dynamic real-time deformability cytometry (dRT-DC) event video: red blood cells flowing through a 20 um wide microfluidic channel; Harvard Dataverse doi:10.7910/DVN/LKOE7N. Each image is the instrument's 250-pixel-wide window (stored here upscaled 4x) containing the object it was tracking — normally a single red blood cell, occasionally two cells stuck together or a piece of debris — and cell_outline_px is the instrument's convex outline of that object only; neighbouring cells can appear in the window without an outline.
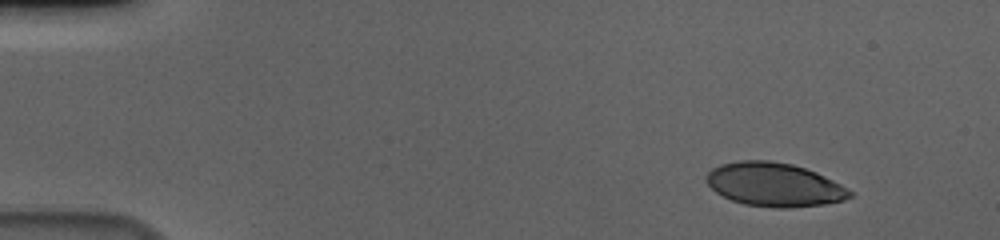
{"species": "human", "species_latin": "Homo sapiens", "temperature_condition": "cold", "stored_images_in_passage": 52, "camera_frame_rate_fps": 3000, "um_per_image_px": 0.085, "donor": {"sex": "male"}, "frame": {"image": 1, "passage_image": 1, "time_ms": 0.0, "image_size_px": [1000, 240], "cell_outline_px": [[852, 196], [844, 200], [824, 204], [784, 208], [776, 208], [744, 204], [732, 200], [716, 192], [704, 180], [704, 176], [712, 168], [720, 164], [740, 160], [768, 160], [792, 164], [816, 172], [840, 184], [852, 192]], "centroid_in_image_um": [65.78, 15.68], "position_along_channel_um": 19.2, "area_um2": 36.41}}
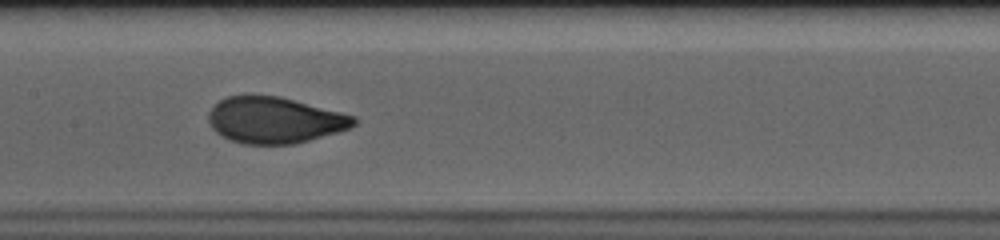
{"frame": {"image": 2, "passage_image": 24, "time_ms": 7.667, "image_size_px": [1000, 240], "cell_outline_px": [[360, 120], [356, 124], [348, 128], [336, 132], [308, 140], [292, 144], [244, 144], [232, 140], [216, 132], [212, 128], [208, 120], [208, 112], [220, 100], [228, 96], [280, 96], [356, 116]], "centroid_in_image_um": [23.36, 10.21], "position_along_channel_um": 184.0, "area_um2": 38.78}}
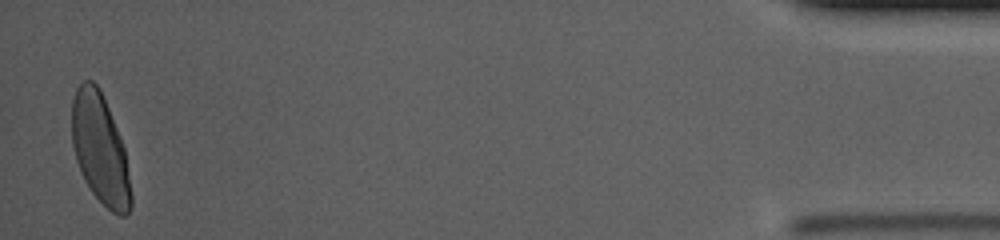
{"frame": {"image": 3, "passage_image": 51, "time_ms": 16.667, "image_size_px": [1000, 240], "cell_outline_px": [[132, 208], [124, 216], [120, 216], [112, 212], [92, 192], [84, 180], [80, 172], [76, 160], [72, 144], [72, 100], [76, 88], [84, 80], [92, 80], [100, 88], [120, 136], [124, 148], [132, 196]], "centroid_in_image_um": [8.5, 12.67], "position_along_channel_um": 426.7, "area_um2": 37.8}, "authors_computed_cell_mechanics": {"area_um2": 38.2347, "velocity_mm_per_s": 3.6322, "shape_relaxation_time_tau1_ms": 3.1912, "shape_relaxation_time_tau2_ms": null, "deformation_change_tau1": 0.1574, "deformation_change_tau2": null}}